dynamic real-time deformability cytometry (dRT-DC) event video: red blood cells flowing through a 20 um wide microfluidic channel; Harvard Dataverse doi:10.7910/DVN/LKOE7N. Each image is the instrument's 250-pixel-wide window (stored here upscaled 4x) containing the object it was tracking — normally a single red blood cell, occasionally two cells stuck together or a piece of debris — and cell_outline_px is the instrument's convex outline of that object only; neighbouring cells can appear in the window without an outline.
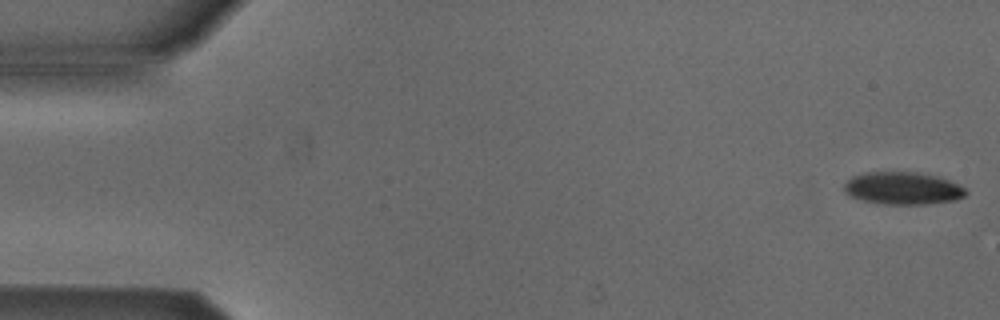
{"species": "Egyptian fruit bat (a non-hibernating species)", "species_latin": "Rousettus aegyptiacus", "temperature_condition": "cold", "stored_images_in_passage": 4, "camera_frame_rate_fps": 3000, "um_per_image_px": 0.085, "animal": {"sex": "male"}, "frame": {"image": 1, "passage_image": 1, "time_ms": 0.0, "image_size_px": [1000, 320], "cell_outline_px": [[968, 192], [964, 196], [956, 200], [928, 204], [880, 204], [848, 196], [844, 192], [844, 184], [852, 176], [864, 172], [916, 172], [936, 176], [948, 180], [964, 188]], "centroid_in_image_um": [76.7, 16.01], "position_along_channel_um": 8.3, "area_um2": 23.06}}